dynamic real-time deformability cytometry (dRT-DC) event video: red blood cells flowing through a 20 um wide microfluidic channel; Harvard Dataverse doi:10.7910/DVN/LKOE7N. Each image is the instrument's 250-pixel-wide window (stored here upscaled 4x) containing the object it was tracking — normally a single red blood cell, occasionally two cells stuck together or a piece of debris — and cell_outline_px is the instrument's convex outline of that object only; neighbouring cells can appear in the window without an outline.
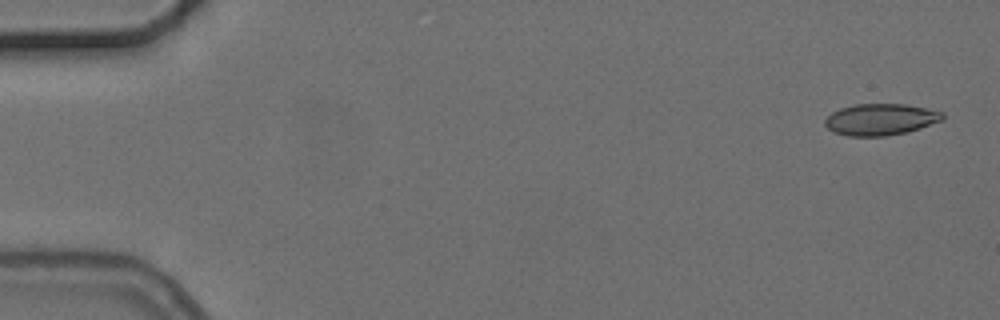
{"species": "common noctule bat (a hibernating species)", "species_latin": "Nyctalus noctula", "temperature_condition": "cold", "stored_images_in_passage": 5, "camera_frame_rate_fps": 3000, "um_per_image_px": 0.085, "animal": {"sex": "female", "body_mass_g": 24.6, "forearm_length_mm": 56.2}, "frame": {"image": 1, "passage_image": 1, "time_ms": 0.0, "image_size_px": [1000, 320], "cell_outline_px": [[944, 120], [908, 132], [884, 136], [848, 136], [836, 132], [828, 128], [824, 124], [824, 120], [832, 112], [840, 108], [856, 104], [904, 104], [944, 112]], "centroid_in_image_um": [74.86, 10.15], "position_along_channel_um": 10.1, "area_um2": 21.56}}
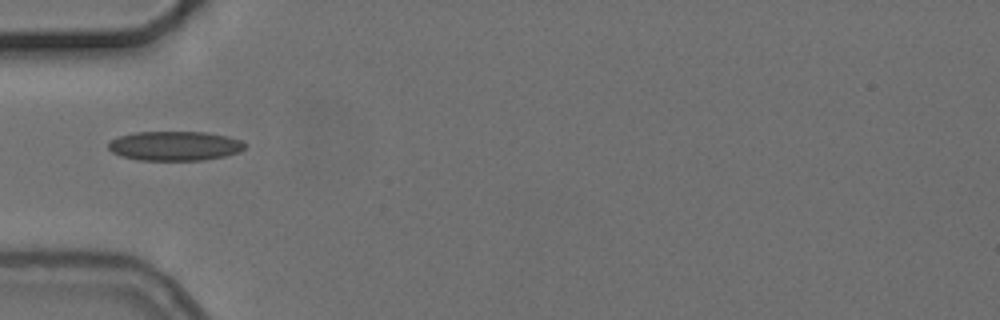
{"frame": {"image": 2, "passage_image": 5, "time_ms": 5.333, "image_size_px": [1000, 320], "cell_outline_px": [[248, 144], [240, 152], [224, 156], [204, 160], [136, 160], [120, 156], [112, 152], [108, 148], [108, 144], [112, 140], [120, 136], [136, 132], [208, 132], [228, 136], [240, 140]], "centroid_in_image_um": [14.88, 12.4], "position_along_channel_um": 70.1, "area_um2": 23.52}}